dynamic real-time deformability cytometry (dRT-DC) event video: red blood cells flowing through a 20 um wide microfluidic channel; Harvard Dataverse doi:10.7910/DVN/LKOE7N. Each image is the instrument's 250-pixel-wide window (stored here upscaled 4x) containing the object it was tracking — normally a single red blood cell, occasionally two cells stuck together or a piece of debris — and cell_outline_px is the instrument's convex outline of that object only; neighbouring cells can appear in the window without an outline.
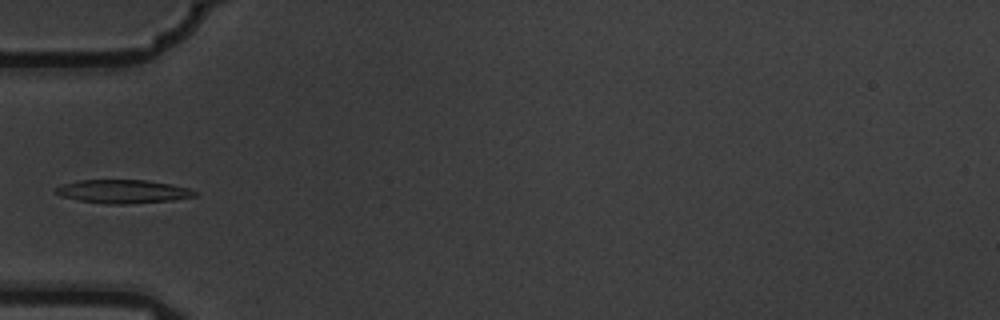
{"species": "common noctule bat (a hibernating species)", "species_latin": "Nyctalus noctula", "temperature_condition": "warm", "stored_images_in_passage": 3, "camera_frame_rate_fps": 3000, "um_per_image_px": 0.085, "animal": {"sex": "male", "body_mass_g": 19.5, "forearm_length_mm": 54.6}, "frame": {"image": 1, "passage_image": 3, "time_ms": 0.667, "image_size_px": [1000, 320], "cell_outline_px": [[196, 196], [172, 200], [124, 204], [104, 204], [80, 200], [60, 196], [52, 192], [56, 188], [64, 184], [76, 180], [144, 180], [168, 184], [188, 188], [196, 192]], "centroid_in_image_um": [10.39, 16.28], "position_along_channel_um": 74.6, "area_um2": 18.84}}